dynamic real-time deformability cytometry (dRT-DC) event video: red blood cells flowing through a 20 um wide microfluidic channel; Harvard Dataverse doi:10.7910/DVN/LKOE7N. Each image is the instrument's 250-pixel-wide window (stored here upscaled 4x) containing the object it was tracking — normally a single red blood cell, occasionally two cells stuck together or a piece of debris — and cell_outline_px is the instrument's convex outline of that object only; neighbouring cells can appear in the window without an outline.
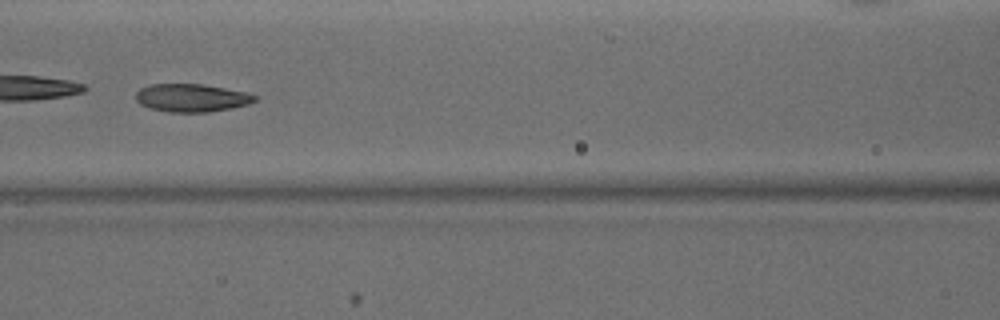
{"species": "common noctule bat (a hibernating species)", "species_latin": "Nyctalus noctula", "temperature_condition": "warm", "stored_images_in_passage": 46, "camera_frame_rate_fps": 3000, "um_per_image_px": 0.085, "animal": {"sex": "male", "body_mass_g": 15.6}, "frame": {"image": 1, "passage_image": 20, "time_ms": 6.333, "image_size_px": [1000, 320], "cell_outline_px": [[256, 100], [248, 104], [232, 108], [208, 112], [168, 112], [152, 108], [140, 104], [136, 100], [136, 92], [140, 88], [148, 84], [204, 84], [244, 92], [256, 96]], "centroid_in_image_um": [16.25, 8.31], "position_along_channel_um": 150.3, "area_um2": 19.31}, "authors_computed_cell_mechanics": {"area_um2": 20.808, "velocity_mm_per_s": 4.1427, "shape_relaxation_time_tau1_ms": 4.8167, "shape_relaxation_time_tau2_ms": 1.9149, "deformation_change_tau1": 0.1367, "deformation_change_tau2": 0.0823}}